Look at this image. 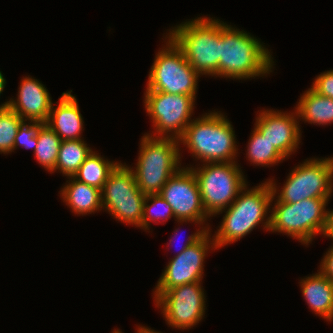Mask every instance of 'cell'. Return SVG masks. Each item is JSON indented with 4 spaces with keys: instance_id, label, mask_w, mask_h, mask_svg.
<instances>
[{
    "instance_id": "6da1fadb",
    "label": "cell",
    "mask_w": 333,
    "mask_h": 333,
    "mask_svg": "<svg viewBox=\"0 0 333 333\" xmlns=\"http://www.w3.org/2000/svg\"><path fill=\"white\" fill-rule=\"evenodd\" d=\"M245 30L220 21V77L247 80L268 77L275 62L271 50Z\"/></svg>"
},
{
    "instance_id": "7a4b0ae2",
    "label": "cell",
    "mask_w": 333,
    "mask_h": 333,
    "mask_svg": "<svg viewBox=\"0 0 333 333\" xmlns=\"http://www.w3.org/2000/svg\"><path fill=\"white\" fill-rule=\"evenodd\" d=\"M272 198L267 179L252 188L247 184L228 208L216 214L224 213L217 231L212 235L216 249L239 241L260 224L268 232Z\"/></svg>"
},
{
    "instance_id": "3957f363",
    "label": "cell",
    "mask_w": 333,
    "mask_h": 333,
    "mask_svg": "<svg viewBox=\"0 0 333 333\" xmlns=\"http://www.w3.org/2000/svg\"><path fill=\"white\" fill-rule=\"evenodd\" d=\"M213 111L193 118L179 144L202 163L237 162L239 149L232 122L221 111Z\"/></svg>"
},
{
    "instance_id": "277c9868",
    "label": "cell",
    "mask_w": 333,
    "mask_h": 333,
    "mask_svg": "<svg viewBox=\"0 0 333 333\" xmlns=\"http://www.w3.org/2000/svg\"><path fill=\"white\" fill-rule=\"evenodd\" d=\"M167 31L200 76L220 77V19L200 16Z\"/></svg>"
},
{
    "instance_id": "5b68a950",
    "label": "cell",
    "mask_w": 333,
    "mask_h": 333,
    "mask_svg": "<svg viewBox=\"0 0 333 333\" xmlns=\"http://www.w3.org/2000/svg\"><path fill=\"white\" fill-rule=\"evenodd\" d=\"M139 144L136 167L131 168L137 186L145 195L159 194L168 179L182 168L179 139L144 134Z\"/></svg>"
},
{
    "instance_id": "8992f818",
    "label": "cell",
    "mask_w": 333,
    "mask_h": 333,
    "mask_svg": "<svg viewBox=\"0 0 333 333\" xmlns=\"http://www.w3.org/2000/svg\"><path fill=\"white\" fill-rule=\"evenodd\" d=\"M330 199L309 198L296 203L271 202L269 232L283 233L307 247L315 236L325 235L329 210L326 206Z\"/></svg>"
},
{
    "instance_id": "52a82bcc",
    "label": "cell",
    "mask_w": 333,
    "mask_h": 333,
    "mask_svg": "<svg viewBox=\"0 0 333 333\" xmlns=\"http://www.w3.org/2000/svg\"><path fill=\"white\" fill-rule=\"evenodd\" d=\"M286 178L280 189L275 179H267L273 194L272 202L296 203L309 198H330L333 195V157L307 158Z\"/></svg>"
},
{
    "instance_id": "ba28073f",
    "label": "cell",
    "mask_w": 333,
    "mask_h": 333,
    "mask_svg": "<svg viewBox=\"0 0 333 333\" xmlns=\"http://www.w3.org/2000/svg\"><path fill=\"white\" fill-rule=\"evenodd\" d=\"M187 168L196 176L203 207L210 217L228 208L248 184L238 162L202 163Z\"/></svg>"
},
{
    "instance_id": "9c48e42d",
    "label": "cell",
    "mask_w": 333,
    "mask_h": 333,
    "mask_svg": "<svg viewBox=\"0 0 333 333\" xmlns=\"http://www.w3.org/2000/svg\"><path fill=\"white\" fill-rule=\"evenodd\" d=\"M164 36L165 43L155 54L146 89L168 94L196 96L201 76L185 59L183 51L175 42L168 35Z\"/></svg>"
},
{
    "instance_id": "30bf717a",
    "label": "cell",
    "mask_w": 333,
    "mask_h": 333,
    "mask_svg": "<svg viewBox=\"0 0 333 333\" xmlns=\"http://www.w3.org/2000/svg\"><path fill=\"white\" fill-rule=\"evenodd\" d=\"M103 210L116 221L142 229L146 195L137 186L129 165L121 161L110 172L101 190Z\"/></svg>"
},
{
    "instance_id": "8fae6325",
    "label": "cell",
    "mask_w": 333,
    "mask_h": 333,
    "mask_svg": "<svg viewBox=\"0 0 333 333\" xmlns=\"http://www.w3.org/2000/svg\"><path fill=\"white\" fill-rule=\"evenodd\" d=\"M144 107L152 120V137H174L179 139L193 120L196 96L168 94L145 89Z\"/></svg>"
},
{
    "instance_id": "7c38bea8",
    "label": "cell",
    "mask_w": 333,
    "mask_h": 333,
    "mask_svg": "<svg viewBox=\"0 0 333 333\" xmlns=\"http://www.w3.org/2000/svg\"><path fill=\"white\" fill-rule=\"evenodd\" d=\"M202 282L173 287L167 291H153L155 306L168 327L189 330L198 325L205 316L206 296Z\"/></svg>"
},
{
    "instance_id": "4fadbf2b",
    "label": "cell",
    "mask_w": 333,
    "mask_h": 333,
    "mask_svg": "<svg viewBox=\"0 0 333 333\" xmlns=\"http://www.w3.org/2000/svg\"><path fill=\"white\" fill-rule=\"evenodd\" d=\"M159 195L171 206L178 225L194 223L211 229L207 222L210 216L203 207L196 176L187 165L168 179Z\"/></svg>"
},
{
    "instance_id": "5bb4252c",
    "label": "cell",
    "mask_w": 333,
    "mask_h": 333,
    "mask_svg": "<svg viewBox=\"0 0 333 333\" xmlns=\"http://www.w3.org/2000/svg\"><path fill=\"white\" fill-rule=\"evenodd\" d=\"M211 231L212 229L200 241L186 248L180 255L170 259L153 291H167L179 285L202 281L204 260L210 250H217Z\"/></svg>"
},
{
    "instance_id": "9a60e30c",
    "label": "cell",
    "mask_w": 333,
    "mask_h": 333,
    "mask_svg": "<svg viewBox=\"0 0 333 333\" xmlns=\"http://www.w3.org/2000/svg\"><path fill=\"white\" fill-rule=\"evenodd\" d=\"M255 128L266 138L286 159L298 150L301 141V125L297 111L265 109L258 111ZM287 112V113H286Z\"/></svg>"
},
{
    "instance_id": "2e32d148",
    "label": "cell",
    "mask_w": 333,
    "mask_h": 333,
    "mask_svg": "<svg viewBox=\"0 0 333 333\" xmlns=\"http://www.w3.org/2000/svg\"><path fill=\"white\" fill-rule=\"evenodd\" d=\"M20 80L17 98H9L8 106L24 121L46 123L53 103L48 89L29 75Z\"/></svg>"
},
{
    "instance_id": "e0dca14e",
    "label": "cell",
    "mask_w": 333,
    "mask_h": 333,
    "mask_svg": "<svg viewBox=\"0 0 333 333\" xmlns=\"http://www.w3.org/2000/svg\"><path fill=\"white\" fill-rule=\"evenodd\" d=\"M71 92L72 90L63 92L59 102L52 103L51 111L45 123L62 141L83 139V116L80 113L78 100ZM54 104L58 106L54 107Z\"/></svg>"
},
{
    "instance_id": "ac0fdd59",
    "label": "cell",
    "mask_w": 333,
    "mask_h": 333,
    "mask_svg": "<svg viewBox=\"0 0 333 333\" xmlns=\"http://www.w3.org/2000/svg\"><path fill=\"white\" fill-rule=\"evenodd\" d=\"M302 296L315 315L328 322L333 321V282L321 271L301 278Z\"/></svg>"
},
{
    "instance_id": "d6986e66",
    "label": "cell",
    "mask_w": 333,
    "mask_h": 333,
    "mask_svg": "<svg viewBox=\"0 0 333 333\" xmlns=\"http://www.w3.org/2000/svg\"><path fill=\"white\" fill-rule=\"evenodd\" d=\"M68 179L59 193L71 212L77 216H85L103 209L100 189L80 182L74 177Z\"/></svg>"
},
{
    "instance_id": "ffe728a7",
    "label": "cell",
    "mask_w": 333,
    "mask_h": 333,
    "mask_svg": "<svg viewBox=\"0 0 333 333\" xmlns=\"http://www.w3.org/2000/svg\"><path fill=\"white\" fill-rule=\"evenodd\" d=\"M300 95L299 102H297L295 107L299 121L317 126H325L333 123L332 98L320 95L312 87Z\"/></svg>"
},
{
    "instance_id": "44dd1931",
    "label": "cell",
    "mask_w": 333,
    "mask_h": 333,
    "mask_svg": "<svg viewBox=\"0 0 333 333\" xmlns=\"http://www.w3.org/2000/svg\"><path fill=\"white\" fill-rule=\"evenodd\" d=\"M91 152L92 148L84 139L62 141L53 173L57 171L67 178L73 177Z\"/></svg>"
},
{
    "instance_id": "7402d4cb",
    "label": "cell",
    "mask_w": 333,
    "mask_h": 333,
    "mask_svg": "<svg viewBox=\"0 0 333 333\" xmlns=\"http://www.w3.org/2000/svg\"><path fill=\"white\" fill-rule=\"evenodd\" d=\"M100 154L92 150L73 177L80 182L102 190L110 172L119 162L110 161Z\"/></svg>"
},
{
    "instance_id": "603a6c76",
    "label": "cell",
    "mask_w": 333,
    "mask_h": 333,
    "mask_svg": "<svg viewBox=\"0 0 333 333\" xmlns=\"http://www.w3.org/2000/svg\"><path fill=\"white\" fill-rule=\"evenodd\" d=\"M247 144L246 159L254 166L272 167L285 157L254 127Z\"/></svg>"
},
{
    "instance_id": "cb8c5ba5",
    "label": "cell",
    "mask_w": 333,
    "mask_h": 333,
    "mask_svg": "<svg viewBox=\"0 0 333 333\" xmlns=\"http://www.w3.org/2000/svg\"><path fill=\"white\" fill-rule=\"evenodd\" d=\"M37 142L34 151L36 161L47 172L53 173L62 142L61 138L47 124H44L38 133Z\"/></svg>"
},
{
    "instance_id": "d4e9b609",
    "label": "cell",
    "mask_w": 333,
    "mask_h": 333,
    "mask_svg": "<svg viewBox=\"0 0 333 333\" xmlns=\"http://www.w3.org/2000/svg\"><path fill=\"white\" fill-rule=\"evenodd\" d=\"M24 120L14 112L8 101L0 104V154H9L14 149V139Z\"/></svg>"
},
{
    "instance_id": "484cf974",
    "label": "cell",
    "mask_w": 333,
    "mask_h": 333,
    "mask_svg": "<svg viewBox=\"0 0 333 333\" xmlns=\"http://www.w3.org/2000/svg\"><path fill=\"white\" fill-rule=\"evenodd\" d=\"M151 203V204H148ZM175 219L171 206L159 195H146L143 208L142 230L149 232L151 223L154 224L167 222L168 219Z\"/></svg>"
},
{
    "instance_id": "4316f807",
    "label": "cell",
    "mask_w": 333,
    "mask_h": 333,
    "mask_svg": "<svg viewBox=\"0 0 333 333\" xmlns=\"http://www.w3.org/2000/svg\"><path fill=\"white\" fill-rule=\"evenodd\" d=\"M44 122H31L24 121L18 128L16 137L14 139V149L13 152L19 148V146L25 149H33V153L37 146V136L44 125Z\"/></svg>"
},
{
    "instance_id": "83f0119b",
    "label": "cell",
    "mask_w": 333,
    "mask_h": 333,
    "mask_svg": "<svg viewBox=\"0 0 333 333\" xmlns=\"http://www.w3.org/2000/svg\"><path fill=\"white\" fill-rule=\"evenodd\" d=\"M313 81L311 87L316 92L333 99V69L322 72Z\"/></svg>"
},
{
    "instance_id": "f1b7e54d",
    "label": "cell",
    "mask_w": 333,
    "mask_h": 333,
    "mask_svg": "<svg viewBox=\"0 0 333 333\" xmlns=\"http://www.w3.org/2000/svg\"><path fill=\"white\" fill-rule=\"evenodd\" d=\"M179 229L180 228H176L175 231L173 232L175 234H173V237H170L169 243H167L169 248L167 247V249H170V246L174 240L173 238H175L178 235ZM208 232H209V229L206 226H201V227H199V229H196V232L187 236V240L185 241L183 247H181V249L174 256L180 255L186 248H188V247L192 246L193 244L197 243L198 241H200Z\"/></svg>"
},
{
    "instance_id": "f546056e",
    "label": "cell",
    "mask_w": 333,
    "mask_h": 333,
    "mask_svg": "<svg viewBox=\"0 0 333 333\" xmlns=\"http://www.w3.org/2000/svg\"><path fill=\"white\" fill-rule=\"evenodd\" d=\"M319 271H321L331 282H333V243L328 251L324 253L320 261Z\"/></svg>"
},
{
    "instance_id": "4dcf8cb0",
    "label": "cell",
    "mask_w": 333,
    "mask_h": 333,
    "mask_svg": "<svg viewBox=\"0 0 333 333\" xmlns=\"http://www.w3.org/2000/svg\"><path fill=\"white\" fill-rule=\"evenodd\" d=\"M325 236L330 238L331 240H333V209L328 210V226H327L324 237Z\"/></svg>"
},
{
    "instance_id": "1f68e13d",
    "label": "cell",
    "mask_w": 333,
    "mask_h": 333,
    "mask_svg": "<svg viewBox=\"0 0 333 333\" xmlns=\"http://www.w3.org/2000/svg\"><path fill=\"white\" fill-rule=\"evenodd\" d=\"M136 332L137 333H163V332H160V331H156L154 329H151L147 326H143V325H139L137 328H136Z\"/></svg>"
},
{
    "instance_id": "d6a6232c",
    "label": "cell",
    "mask_w": 333,
    "mask_h": 333,
    "mask_svg": "<svg viewBox=\"0 0 333 333\" xmlns=\"http://www.w3.org/2000/svg\"><path fill=\"white\" fill-rule=\"evenodd\" d=\"M6 83H7L6 79L4 78L2 71H0V96H1L2 92L4 91Z\"/></svg>"
},
{
    "instance_id": "836d02e7",
    "label": "cell",
    "mask_w": 333,
    "mask_h": 333,
    "mask_svg": "<svg viewBox=\"0 0 333 333\" xmlns=\"http://www.w3.org/2000/svg\"><path fill=\"white\" fill-rule=\"evenodd\" d=\"M111 333H124V332H122L120 329H114Z\"/></svg>"
}]
</instances>
